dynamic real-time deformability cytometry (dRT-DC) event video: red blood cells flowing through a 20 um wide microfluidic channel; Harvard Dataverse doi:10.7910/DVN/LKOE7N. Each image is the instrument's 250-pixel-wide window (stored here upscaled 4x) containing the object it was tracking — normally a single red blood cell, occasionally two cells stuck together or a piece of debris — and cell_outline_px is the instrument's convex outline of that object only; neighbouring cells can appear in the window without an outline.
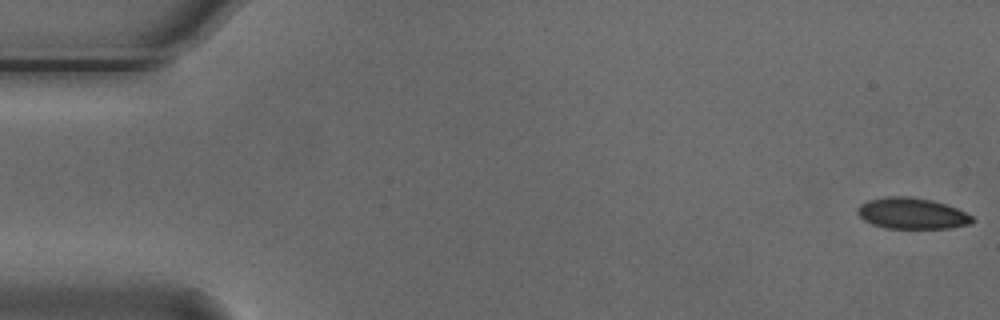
{"species": "Egyptian fruit bat (a non-hibernating species)", "species_latin": "Rousettus aegyptiacus", "temperature_condition": "cold", "stored_images_in_passage": 55, "camera_frame_rate_fps": 3000, "um_per_image_px": 0.085, "animal": {"sex": "male"}, "frame": {"image": 1, "passage_image": 1, "time_ms": 0.0, "image_size_px": [1000, 320], "cell_outline_px": [[972, 224], [948, 228], [884, 228], [872, 224], [864, 220], [856, 212], [860, 204], [868, 200], [888, 196], [908, 196], [932, 200], [956, 208], [972, 216]], "centroid_in_image_um": [77.48, 18.14], "position_along_channel_um": 7.5, "area_um2": 20.69}}
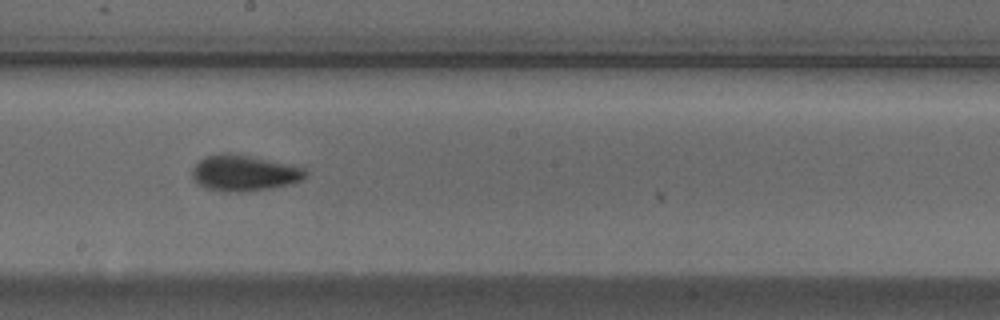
{"frame": {"image": 2, "passage_image": 30, "time_ms": 9.667, "image_size_px": [1000, 320], "cell_outline_px": [[308, 176], [292, 184], [272, 188], [240, 192], [228, 192], [204, 188], [196, 184], [192, 180], [192, 168], [204, 156], [228, 152], [288, 164], [304, 168], [308, 172]], "centroid_in_image_um": [20.72, 14.72], "position_along_channel_um": 227.5, "area_um2": 23.87}}
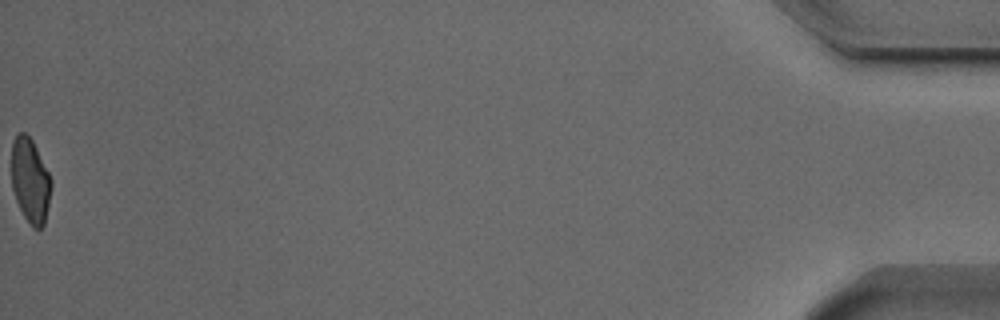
{"frame": {"image": 3, "passage_image": 55, "time_ms": 18.0, "image_size_px": [1000, 320], "cell_outline_px": [[52, 188], [44, 224], [40, 228], [32, 228], [24, 216], [16, 200], [12, 188], [12, 140], [20, 132], [24, 132], [32, 140], [52, 180]], "centroid_in_image_um": [2.57, 15.36], "position_along_channel_um": 432.6, "area_um2": 19.42}, "authors_computed_cell_mechanics": {"area_um2": 21.5016, "velocity_mm_per_s": 3.7457, "shape_relaxation_time_tau1_ms": 2.4984, "shape_relaxation_time_tau2_ms": 2.2737, "deformation_change_tau1": 0.1136, "deformation_change_tau2": 0.0588}}